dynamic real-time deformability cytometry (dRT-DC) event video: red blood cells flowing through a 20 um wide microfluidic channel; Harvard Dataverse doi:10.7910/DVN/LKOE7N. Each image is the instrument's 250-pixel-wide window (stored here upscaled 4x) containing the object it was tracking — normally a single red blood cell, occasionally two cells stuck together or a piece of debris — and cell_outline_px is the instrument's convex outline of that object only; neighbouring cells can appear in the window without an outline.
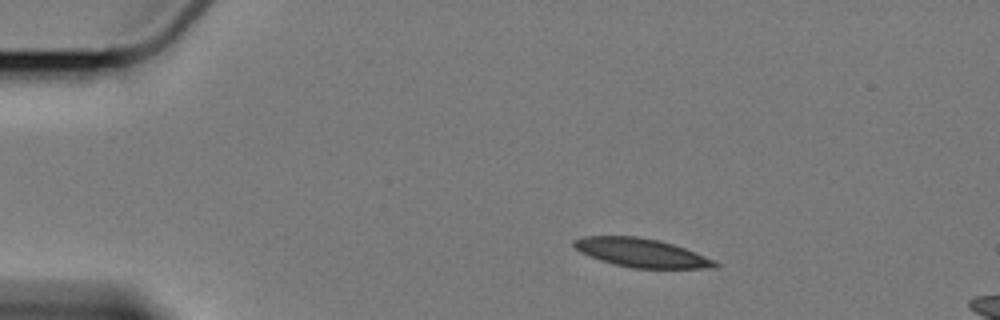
{"species": "Egyptian fruit bat (a non-hibernating species)", "species_latin": "Rousettus aegyptiacus", "temperature_condition": "cold", "stored_images_in_passage": 3, "camera_frame_rate_fps": 3000, "um_per_image_px": 0.085, "animal": {"sex": "female"}, "frame": {"image": 1, "passage_image": 1, "time_ms": 0.0, "image_size_px": [1000, 320], "cell_outline_px": [[720, 264], [716, 268], [632, 268], [600, 260], [580, 252], [572, 244], [572, 240], [584, 236], [636, 236], [660, 240], [684, 248], [716, 260]], "centroid_in_image_um": [54.53, 21.48], "position_along_channel_um": 30.5, "area_um2": 23.52}}